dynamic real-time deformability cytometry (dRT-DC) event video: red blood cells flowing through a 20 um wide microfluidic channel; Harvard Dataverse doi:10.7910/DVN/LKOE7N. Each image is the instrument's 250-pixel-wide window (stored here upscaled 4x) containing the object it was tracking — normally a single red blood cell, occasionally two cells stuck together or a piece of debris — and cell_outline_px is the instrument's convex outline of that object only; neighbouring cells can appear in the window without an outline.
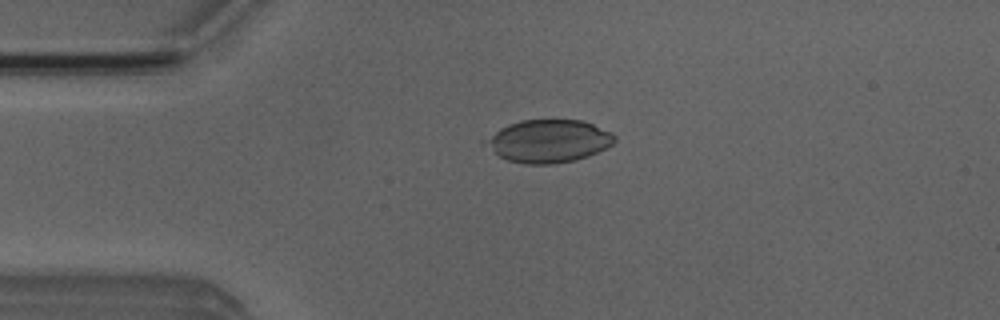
{"species": "Egyptian fruit bat (a non-hibernating species)", "species_latin": "Rousettus aegyptiacus", "temperature_condition": "room temperature", "stored_images_in_passage": 6, "camera_frame_rate_fps": 3000, "um_per_image_px": 0.085, "animal": {"sex": "male"}, "frame": {"image": 1, "passage_image": 2, "time_ms": 1.0, "image_size_px": [1000, 320], "cell_outline_px": [[616, 140], [612, 144], [588, 156], [576, 160], [552, 164], [524, 164], [508, 160], [500, 156], [484, 140], [500, 128], [508, 124], [520, 120], [580, 120], [592, 124], [612, 132], [616, 136]], "centroid_in_image_um": [46.67, 11.99], "position_along_channel_um": 38.3, "area_um2": 31.73}}
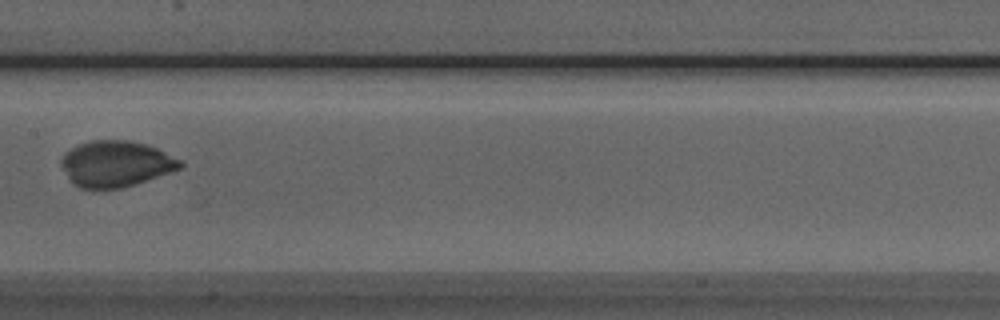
{"frame": {"image": 2, "passage_image": 6, "time_ms": 5.667, "image_size_px": [1000, 320], "cell_outline_px": [[184, 164], [180, 168], [136, 184], [120, 188], [80, 188], [72, 184], [60, 164], [60, 160], [64, 152], [80, 144], [92, 140], [128, 140], [148, 144], [184, 160]], "centroid_in_image_um": [9.85, 13.91], "position_along_channel_um": 197.5, "area_um2": 32.02}}